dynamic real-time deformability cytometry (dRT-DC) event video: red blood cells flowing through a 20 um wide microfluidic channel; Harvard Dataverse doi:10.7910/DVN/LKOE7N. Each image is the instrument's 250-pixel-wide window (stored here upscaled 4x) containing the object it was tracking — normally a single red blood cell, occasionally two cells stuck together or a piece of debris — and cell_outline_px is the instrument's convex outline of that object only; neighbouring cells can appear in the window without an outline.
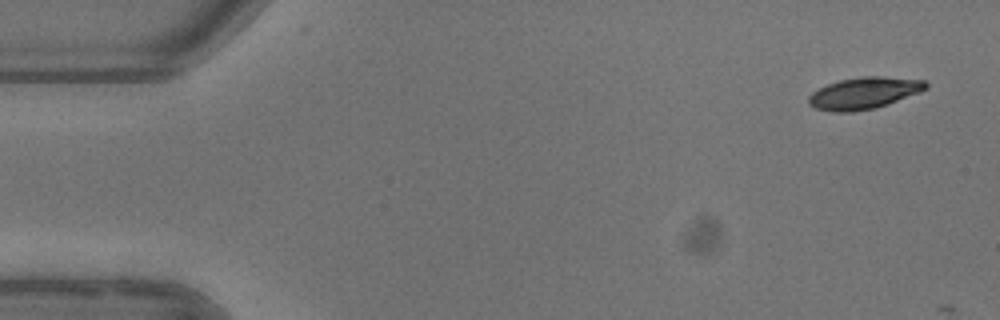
{"species": "common noctule bat (a hibernating species)", "species_latin": "Nyctalus noctula", "temperature_condition": "warm", "stored_images_in_passage": 2, "camera_frame_rate_fps": 3000, "um_per_image_px": 0.085, "animal": {"sex": "female"}, "frame": {"image": 1, "passage_image": 1, "time_ms": 0.0, "image_size_px": [1000, 320], "cell_outline_px": [[928, 88], [920, 92], [888, 104], [872, 108], [852, 112], [836, 112], [816, 108], [808, 104], [808, 96], [812, 92], [828, 84], [840, 80], [864, 76], [884, 76], [924, 80], [928, 84]], "centroid_in_image_um": [73.45, 7.91], "position_along_channel_um": 11.5, "area_um2": 21.56}}